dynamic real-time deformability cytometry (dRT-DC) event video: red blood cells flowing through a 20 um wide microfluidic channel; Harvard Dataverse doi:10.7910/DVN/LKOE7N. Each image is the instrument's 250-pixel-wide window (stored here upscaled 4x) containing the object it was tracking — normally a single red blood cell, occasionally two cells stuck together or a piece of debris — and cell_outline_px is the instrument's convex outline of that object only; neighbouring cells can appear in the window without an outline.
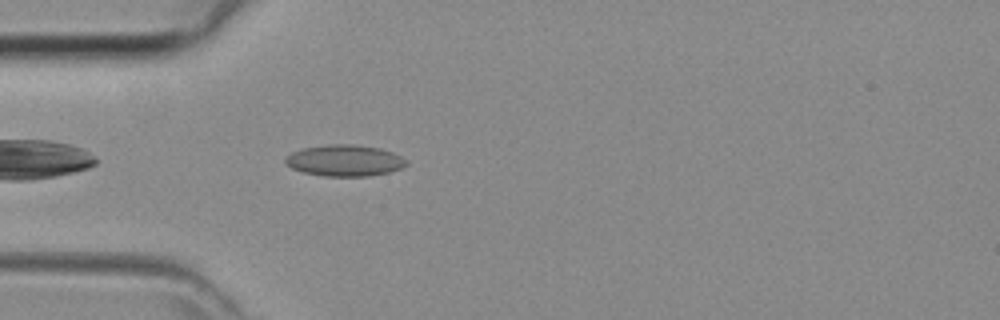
{"species": "common noctule bat (a hibernating species)", "species_latin": "Nyctalus noctula", "temperature_condition": "room temperature", "stored_images_in_passage": 33, "camera_frame_rate_fps": 3000, "um_per_image_px": 0.085, "animal": {"sex": "female", "body_mass_g": 29.2, "forearm_length_mm": 56.3}, "frame": {"image": 1, "passage_image": 2, "time_ms": 0.333, "image_size_px": [1000, 320], "cell_outline_px": [[408, 164], [400, 168], [388, 172], [368, 176], [324, 176], [304, 172], [292, 168], [284, 164], [284, 156], [292, 152], [304, 148], [328, 144], [352, 144], [380, 148], [392, 152], [408, 160]], "centroid_in_image_um": [29.27, 13.64], "position_along_channel_um": 55.7, "area_um2": 22.14}}
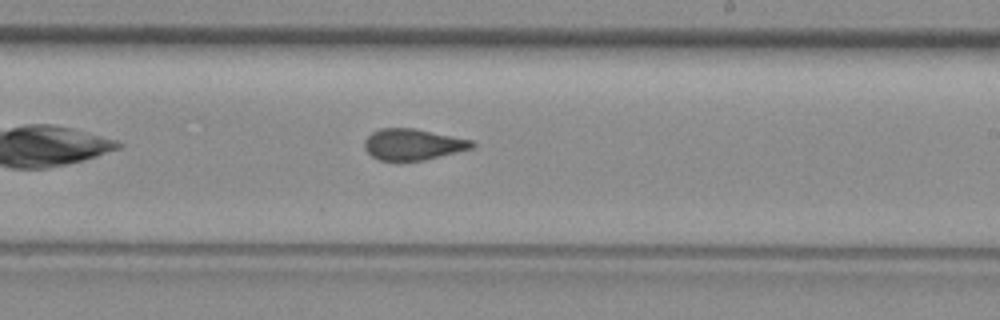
{"frame": {"image": 2, "passage_image": 15, "time_ms": 4.667, "image_size_px": [1000, 320], "cell_outline_px": [[476, 144], [472, 148], [424, 160], [380, 160], [372, 156], [364, 148], [364, 140], [372, 132], [380, 128], [412, 128], [472, 140]], "centroid_in_image_um": [35.07, 12.27], "position_along_channel_um": 253.9, "area_um2": 19.25}}
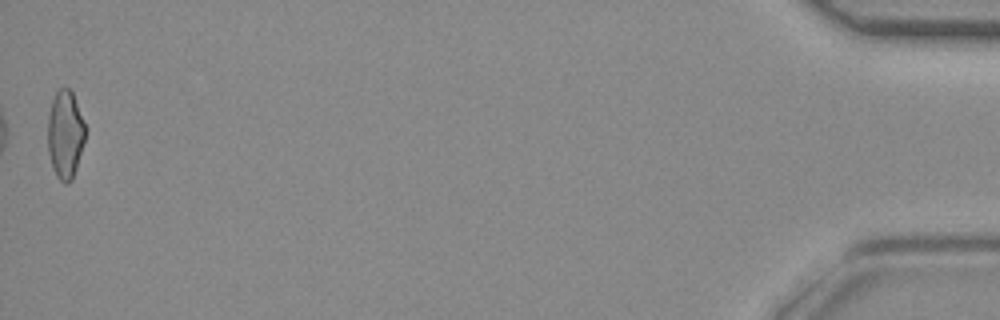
{"frame": {"image": 3, "passage_image": 33, "time_ms": 10.667, "image_size_px": [1000, 320], "cell_outline_px": [[84, 140], [76, 168], [72, 180], [68, 184], [64, 184], [56, 176], [52, 168], [48, 152], [48, 116], [52, 100], [56, 92], [60, 88], [68, 88], [72, 92], [84, 124]], "centroid_in_image_um": [5.51, 11.47], "position_along_channel_um": 429.7, "area_um2": 18.96}}